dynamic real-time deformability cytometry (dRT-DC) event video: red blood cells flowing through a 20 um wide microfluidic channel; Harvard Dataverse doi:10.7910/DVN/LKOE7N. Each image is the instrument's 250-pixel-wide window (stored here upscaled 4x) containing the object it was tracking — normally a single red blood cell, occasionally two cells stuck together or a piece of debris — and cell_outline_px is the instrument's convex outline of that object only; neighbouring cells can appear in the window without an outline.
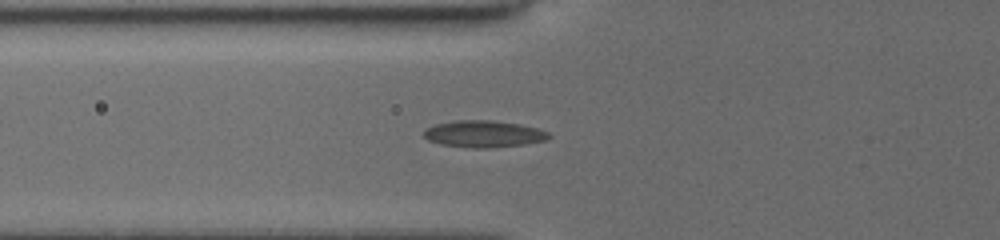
{"species": "common noctule bat (a hibernating species)", "species_latin": "Nyctalus noctula", "temperature_condition": "cold", "stored_images_in_passage": 33, "camera_frame_rate_fps": 3000, "um_per_image_px": 0.085, "animal": {"sex": "female", "body_mass_g": 19.5, "forearm_length_mm": 54.1}, "frame": {"image": 1, "passage_image": 12, "time_ms": 3.667, "image_size_px": [1000, 240], "cell_outline_px": [[552, 136], [544, 140], [524, 144], [488, 148], [472, 148], [440, 144], [428, 140], [424, 136], [424, 132], [428, 128], [436, 124], [456, 120], [488, 120], [516, 124], [536, 128], [548, 132]], "centroid_in_image_um": [41.09, 11.39], "position_along_channel_um": 84.7, "area_um2": 19.19}}
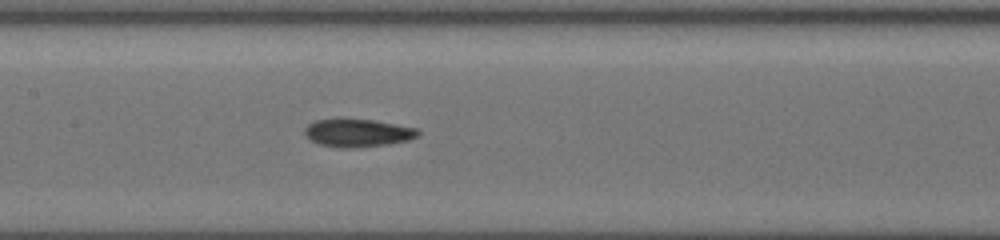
{"frame": {"image": 2, "passage_image": 19, "time_ms": 6.0, "image_size_px": [1000, 240], "cell_outline_px": [[420, 136], [408, 140], [388, 144], [352, 148], [340, 148], [320, 144], [312, 140], [304, 132], [304, 128], [308, 124], [316, 120], [372, 120], [416, 128], [420, 132]], "centroid_in_image_um": [30.43, 11.31], "position_along_channel_um": 177.0, "area_um2": 18.03}}
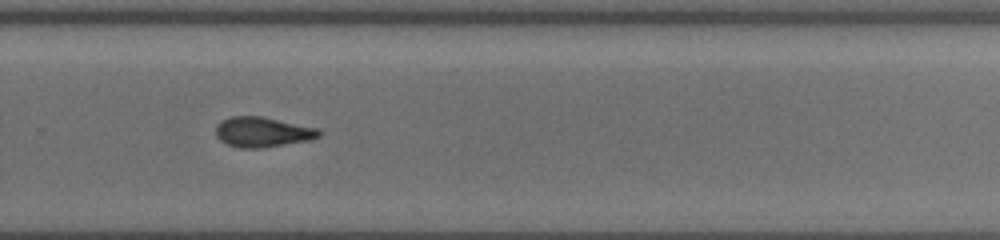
{"frame": {"image": 3, "passage_image": 29, "time_ms": 9.333, "image_size_px": [1000, 240], "cell_outline_px": [[320, 136], [308, 140], [264, 148], [240, 148], [224, 144], [216, 136], [216, 124], [232, 116], [260, 116], [320, 128]], "centroid_in_image_um": [22.3, 11.23], "position_along_channel_um": 307.5, "area_um2": 18.15}}